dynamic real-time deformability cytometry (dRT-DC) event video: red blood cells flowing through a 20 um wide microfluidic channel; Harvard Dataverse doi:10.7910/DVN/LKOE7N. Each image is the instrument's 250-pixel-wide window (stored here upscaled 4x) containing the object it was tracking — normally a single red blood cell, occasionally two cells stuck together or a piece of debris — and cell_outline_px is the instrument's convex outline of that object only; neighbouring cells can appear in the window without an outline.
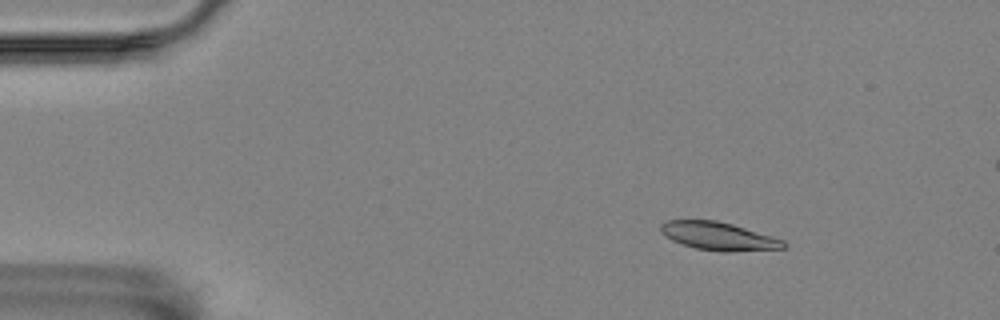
{"species": "Egyptian fruit bat (a non-hibernating species)", "species_latin": "Rousettus aegyptiacus", "temperature_condition": "room temperature", "stored_images_in_passage": 51, "segment_of_instrument_passage": [1, 2], "camera_frame_rate_fps": 3000, "um_per_image_px": 0.085, "animal": {"sex": "female"}, "frame": {"image": 1, "passage_image": 1, "time_ms": 0.0, "image_size_px": [1000, 320], "cell_outline_px": [[788, 244], [784, 248], [728, 252], [724, 252], [696, 248], [672, 240], [660, 232], [660, 224], [668, 220], [716, 220], [732, 224], [772, 236], [784, 240]], "centroid_in_image_um": [61.08, 20.07], "position_along_channel_um": 23.9, "area_um2": 20.0}}
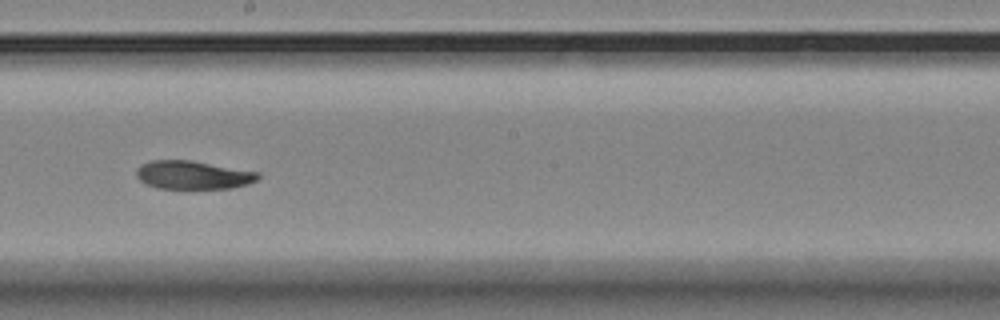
{"frame": {"image": 2, "passage_image": 25, "time_ms": 8.0, "image_size_px": [1000, 320], "cell_outline_px": [[260, 176], [256, 180], [248, 184], [232, 188], [156, 188], [144, 184], [136, 176], [136, 168], [140, 164], [152, 160], [188, 160], [260, 172]], "centroid_in_image_um": [16.37, 14.87], "position_along_channel_um": 231.8, "area_um2": 20.11}}
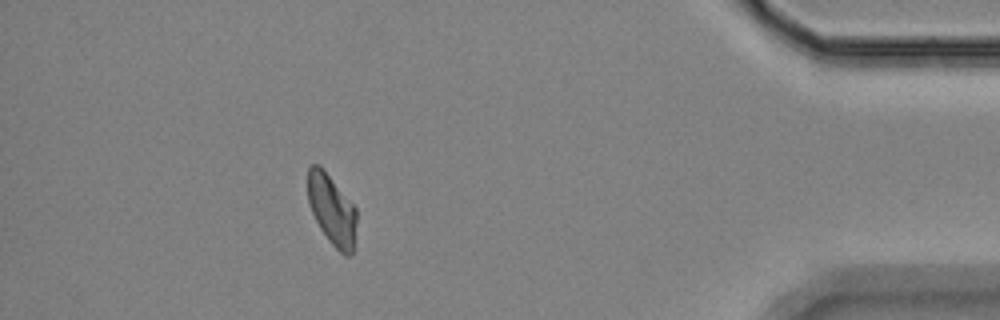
{"frame": {"image": 3, "passage_image": 44, "time_ms": 14.333, "image_size_px": [1000, 320], "cell_outline_px": [[356, 248], [348, 256], [344, 256], [328, 240], [320, 228], [308, 204], [308, 168], [312, 164], [320, 164], [356, 208]], "centroid_in_image_um": [28.23, 17.86], "position_along_channel_um": 407.0, "area_um2": 20.23}}